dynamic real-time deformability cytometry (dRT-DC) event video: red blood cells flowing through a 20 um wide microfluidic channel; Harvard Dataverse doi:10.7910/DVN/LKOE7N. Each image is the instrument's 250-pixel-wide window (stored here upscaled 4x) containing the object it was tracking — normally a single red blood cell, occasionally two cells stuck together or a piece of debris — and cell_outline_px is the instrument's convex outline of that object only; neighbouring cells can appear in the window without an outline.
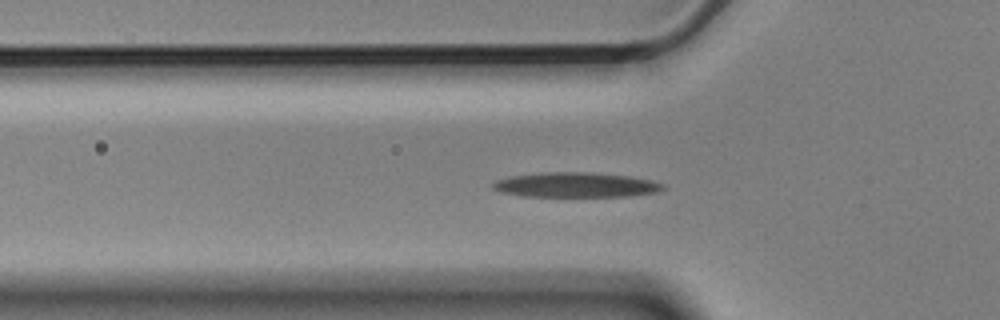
{"species": "Egyptian fruit bat (a non-hibernating species)", "species_latin": "Rousettus aegyptiacus", "temperature_condition": "cold", "stored_images_in_passage": 54, "camera_frame_rate_fps": 3000, "um_per_image_px": 0.085, "animal": {"sex": "male"}, "frame": {"image": 1, "passage_image": 15, "time_ms": 4.667, "image_size_px": [1000, 320], "cell_outline_px": [[664, 188], [656, 192], [628, 196], [520, 196], [500, 192], [492, 188], [492, 184], [496, 180], [508, 176], [544, 172], [588, 172], [628, 176], [652, 180], [664, 184]], "centroid_in_image_um": [48.89, 15.71], "position_along_channel_um": 76.9, "area_um2": 24.62}}
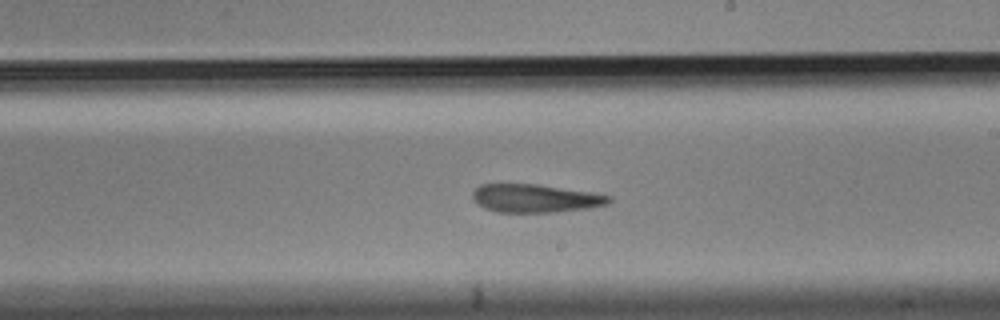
{"frame": {"image": 2, "passage_image": 29, "time_ms": 9.333, "image_size_px": [1000, 320], "cell_outline_px": [[612, 200], [608, 204], [588, 208], [556, 212], [496, 212], [484, 208], [472, 196], [472, 192], [480, 184], [536, 184], [592, 192], [612, 196]], "centroid_in_image_um": [45.53, 16.85], "position_along_channel_um": 243.5, "area_um2": 22.37}}
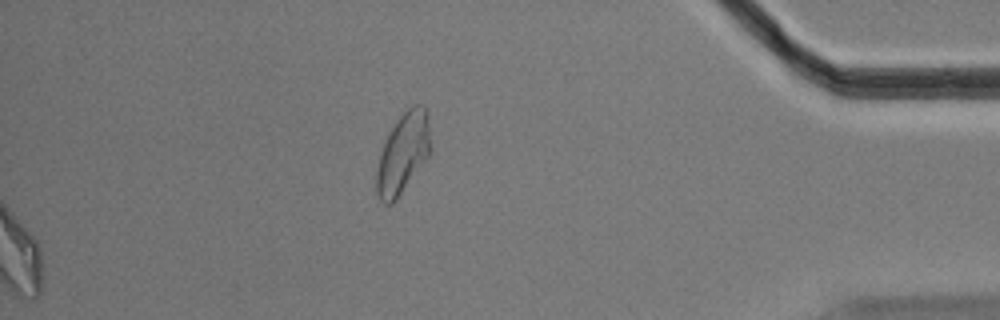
{"frame": {"image": 3, "passage_image": 54, "time_ms": 17.667, "image_size_px": [1000, 320], "cell_outline_px": [[432, 148], [428, 156], [396, 200], [392, 204], [384, 204], [380, 200], [376, 192], [376, 168], [380, 152], [388, 132], [400, 116], [412, 104], [420, 104], [428, 112]], "centroid_in_image_um": [34.25, 13.01], "position_along_channel_um": 400.9, "area_um2": 25.55}, "authors_computed_cell_mechanics": {"area_um2": 24.1315, "velocity_mm_per_s": 3.5579, "shape_relaxation_time_tau1_ms": 10.0169, "shape_relaxation_time_tau2_ms": 3.3412, "deformation_change_tau1": 0.2648, "deformation_change_tau2": 0.1242}}